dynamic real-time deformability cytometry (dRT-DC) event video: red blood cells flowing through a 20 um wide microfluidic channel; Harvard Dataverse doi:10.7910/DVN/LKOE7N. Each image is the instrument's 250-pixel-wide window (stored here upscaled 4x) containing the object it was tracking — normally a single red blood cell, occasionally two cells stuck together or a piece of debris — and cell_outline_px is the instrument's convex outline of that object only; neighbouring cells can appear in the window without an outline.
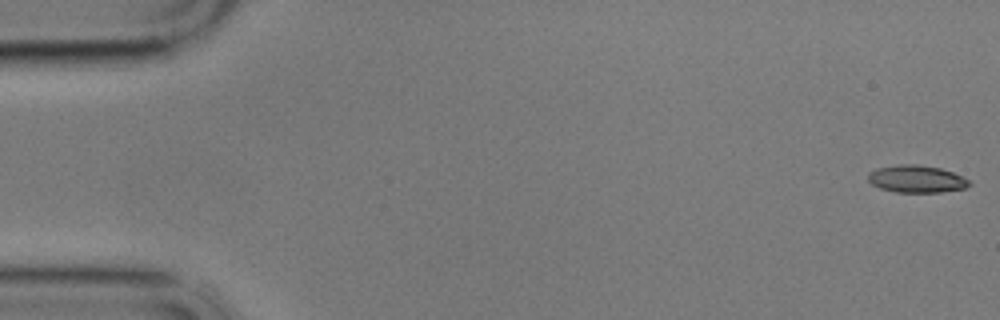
{"species": "common noctule bat (a hibernating species)", "species_latin": "Nyctalus noctula", "temperature_condition": "cold", "stored_images_in_passage": 22, "camera_frame_rate_fps": 3000, "um_per_image_px": 0.085, "animal": {"sex": "male", "body_mass_g": 17.9}, "frame": {"image": 1, "passage_image": 1, "time_ms": 0.0, "image_size_px": [1000, 320], "cell_outline_px": [[972, 184], [964, 188], [940, 192], [896, 192], [880, 188], [872, 184], [868, 180], [868, 172], [876, 168], [900, 164], [916, 164], [940, 168], [952, 172], [968, 180]], "centroid_in_image_um": [77.87, 15.21], "position_along_channel_um": 7.1, "area_um2": 16.01}}
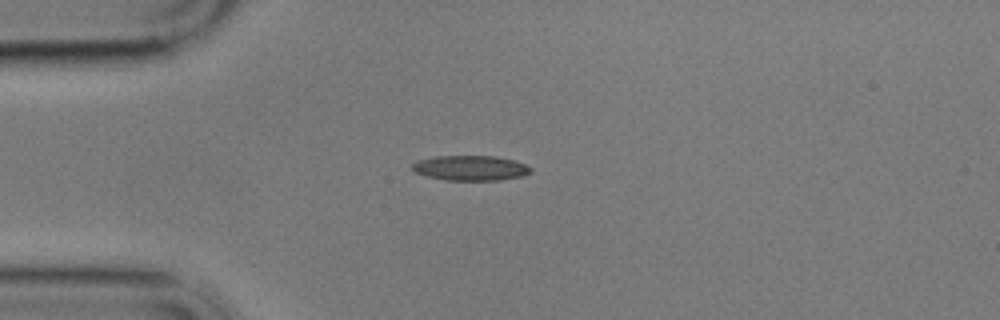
{"frame": {"image": 2, "passage_image": 15, "time_ms": 4.667, "image_size_px": [1000, 320], "cell_outline_px": [[532, 172], [524, 176], [500, 180], [448, 180], [428, 176], [416, 172], [412, 168], [412, 164], [416, 160], [436, 156], [496, 156], [512, 160], [524, 164], [532, 168]], "centroid_in_image_um": [40.01, 14.28], "position_along_channel_um": 45.0, "area_um2": 17.22}}
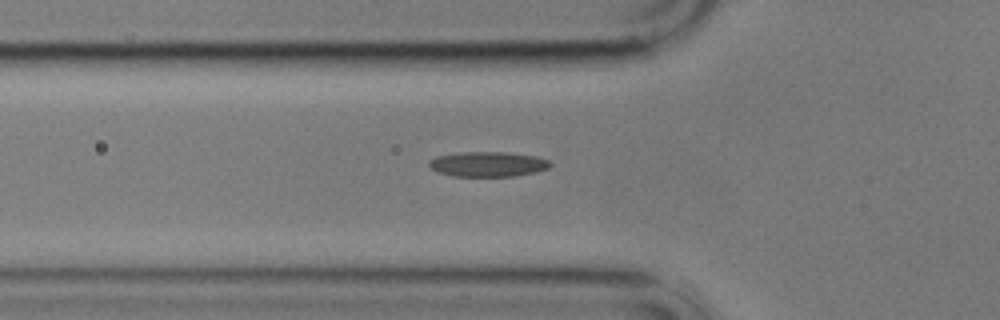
{"frame": {"image": 3, "passage_image": 20, "time_ms": 6.333, "image_size_px": [1000, 320], "cell_outline_px": [[552, 164], [548, 168], [536, 172], [516, 176], [452, 176], [436, 172], [428, 164], [428, 160], [436, 156], [464, 152], [504, 152], [536, 156], [548, 160]], "centroid_in_image_um": [41.46, 13.96], "position_along_channel_um": 84.3, "area_um2": 17.69}}